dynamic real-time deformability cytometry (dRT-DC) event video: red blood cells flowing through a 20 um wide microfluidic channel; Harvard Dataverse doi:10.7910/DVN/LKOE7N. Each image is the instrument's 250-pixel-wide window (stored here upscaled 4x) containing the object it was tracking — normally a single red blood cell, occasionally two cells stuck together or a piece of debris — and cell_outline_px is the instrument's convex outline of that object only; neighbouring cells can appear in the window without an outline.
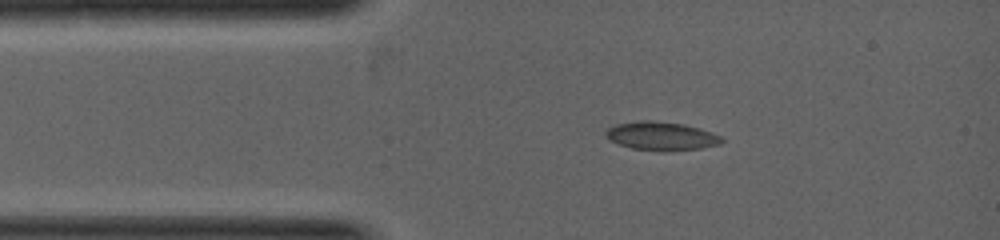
{"species": "common noctule bat (a hibernating species)", "species_latin": "Nyctalus noctula", "temperature_condition": "warm", "stored_images_in_passage": 1, "camera_frame_rate_fps": 5000, "um_per_image_px": 0.085, "animal": {"sex": "female", "body_mass_g": 19.0, "forearm_length_mm": 53.3}, "frame": {"image": 1, "passage_image": 1, "time_ms": 0.0, "image_size_px": [1000, 240], "cell_outline_px": [[724, 140], [720, 144], [700, 148], [632, 148], [620, 144], [604, 136], [604, 132], [608, 128], [616, 124], [640, 120], [652, 120], [684, 124], [700, 128], [712, 132], [720, 136]], "centroid_in_image_um": [56.2, 11.5], "position_along_channel_um": 28.8, "area_um2": 18.38}}